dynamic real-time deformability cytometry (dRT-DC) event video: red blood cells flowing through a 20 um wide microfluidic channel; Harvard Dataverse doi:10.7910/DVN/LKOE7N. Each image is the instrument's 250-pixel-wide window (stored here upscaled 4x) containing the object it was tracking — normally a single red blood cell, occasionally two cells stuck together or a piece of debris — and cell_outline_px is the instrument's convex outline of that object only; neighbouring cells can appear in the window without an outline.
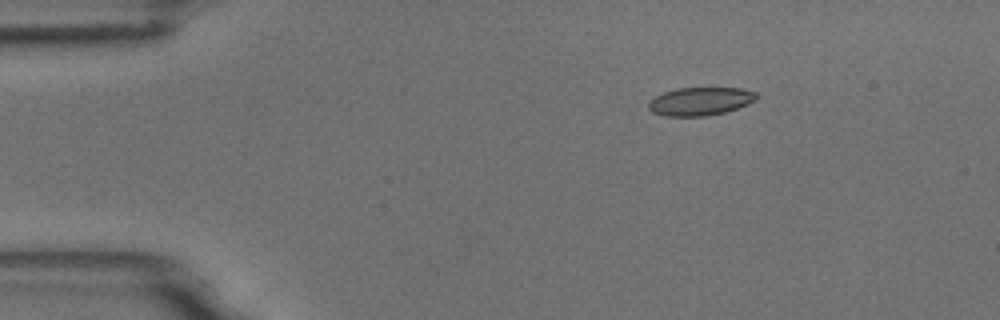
{"species": "common noctule bat (a hibernating species)", "species_latin": "Nyctalus noctula", "temperature_condition": "room temperature", "stored_images_in_passage": 4, "camera_frame_rate_fps": 3000, "um_per_image_px": 0.085, "animal": {"sex": "male", "body_mass_g": 18.8}, "frame": {"image": 1, "passage_image": 2, "time_ms": 0.333, "image_size_px": [1000, 320], "cell_outline_px": [[756, 100], [748, 104], [724, 112], [704, 116], [664, 116], [652, 112], [648, 108], [648, 104], [656, 96], [664, 92], [676, 88], [740, 88], [756, 92]], "centroid_in_image_um": [59.51, 8.61], "position_along_channel_um": 25.5, "area_um2": 17.57}}